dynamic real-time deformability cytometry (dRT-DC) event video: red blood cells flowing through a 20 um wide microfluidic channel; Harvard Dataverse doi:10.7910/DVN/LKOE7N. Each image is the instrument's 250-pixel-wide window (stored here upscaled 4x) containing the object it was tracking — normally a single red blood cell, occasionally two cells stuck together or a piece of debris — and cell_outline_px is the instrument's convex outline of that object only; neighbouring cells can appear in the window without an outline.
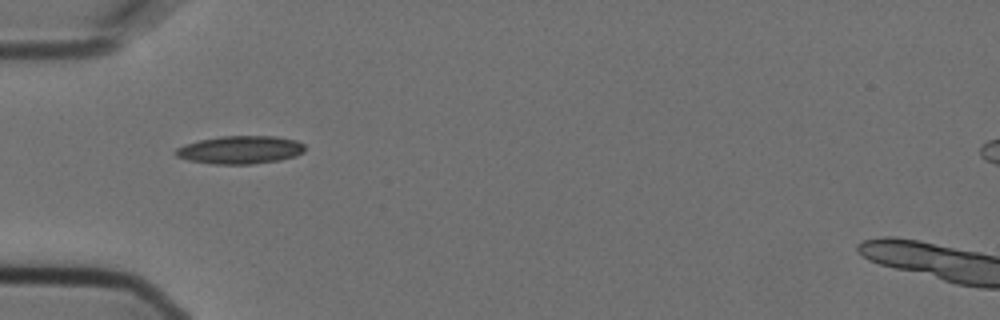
{"species": "Egyptian fruit bat (a non-hibernating species)", "species_latin": "Rousettus aegyptiacus", "temperature_condition": "cold", "stored_images_in_passage": 6, "camera_frame_rate_fps": 3000, "um_per_image_px": 0.085, "animal": {"sex": "female"}, "frame": {"image": 1, "passage_image": 5, "time_ms": 1.333, "image_size_px": [1000, 320], "cell_outline_px": [[304, 152], [296, 156], [280, 160], [252, 164], [212, 164], [188, 160], [176, 156], [172, 152], [176, 148], [184, 144], [200, 140], [220, 136], [276, 136], [296, 140], [304, 144]], "centroid_in_image_um": [20.4, 12.73], "position_along_channel_um": 64.6, "area_um2": 21.27}}
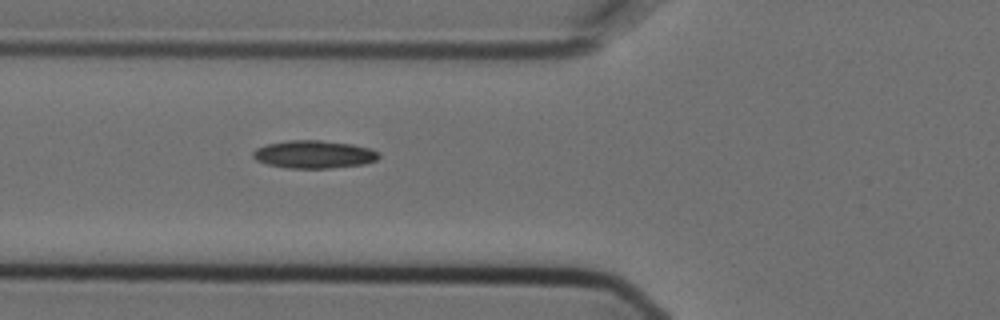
{"frame": {"image": 2, "passage_image": 6, "time_ms": 1.667, "image_size_px": [1000, 320], "cell_outline_px": [[380, 156], [376, 160], [364, 164], [328, 168], [288, 168], [268, 164], [256, 160], [252, 156], [252, 152], [256, 148], [268, 144], [288, 140], [320, 140], [352, 144], [368, 148], [376, 152]], "centroid_in_image_um": [26.65, 13.12], "position_along_channel_um": 99.1, "area_um2": 20.23}}